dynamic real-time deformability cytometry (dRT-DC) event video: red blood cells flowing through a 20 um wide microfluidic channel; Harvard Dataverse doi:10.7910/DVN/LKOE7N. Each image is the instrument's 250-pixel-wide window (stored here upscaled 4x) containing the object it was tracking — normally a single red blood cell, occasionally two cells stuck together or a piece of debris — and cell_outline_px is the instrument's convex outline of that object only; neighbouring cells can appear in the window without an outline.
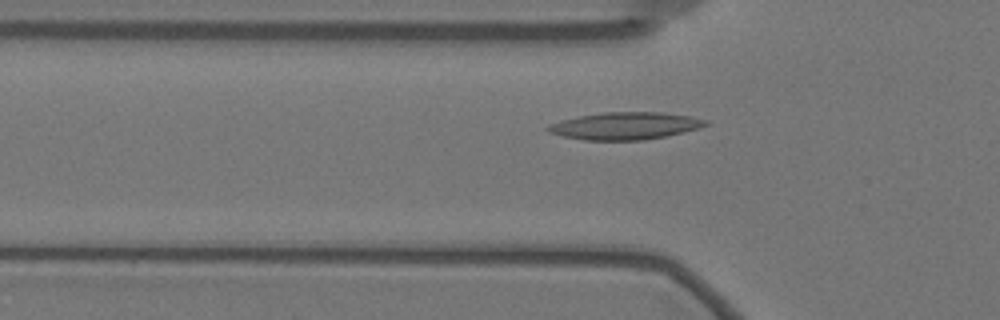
{"species": "Egyptian fruit bat (a non-hibernating species)", "species_latin": "Rousettus aegyptiacus", "temperature_condition": "warm", "stored_images_in_passage": 39, "camera_frame_rate_fps": 3000, "um_per_image_px": 0.085, "animal": {"sex": "female"}, "frame": {"image": 1, "passage_image": 7, "time_ms": 2.0, "image_size_px": [1000, 320], "cell_outline_px": [[712, 124], [700, 128], [664, 136], [644, 140], [584, 140], [564, 136], [548, 132], [544, 128], [548, 124], [560, 120], [580, 116], [604, 112], [660, 112], [692, 116], [708, 120]], "centroid_in_image_um": [53.15, 10.69], "position_along_channel_um": 72.6, "area_um2": 25.2}}
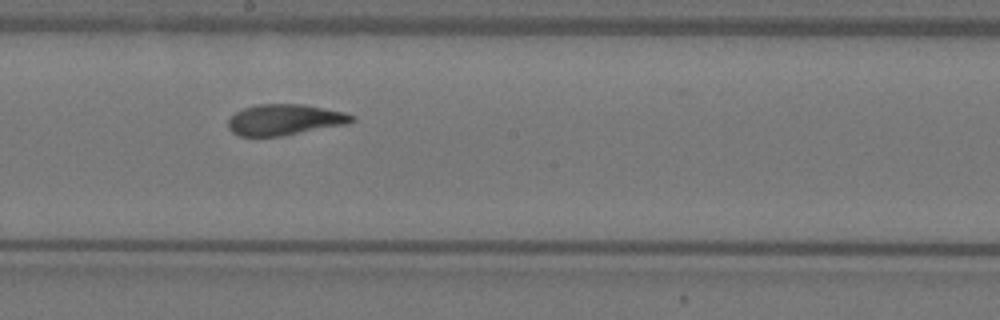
{"frame": {"image": 2, "passage_image": 20, "time_ms": 6.333, "image_size_px": [1000, 320], "cell_outline_px": [[356, 120], [348, 124], [280, 136], [240, 136], [232, 132], [228, 128], [228, 120], [236, 112], [244, 108], [256, 104], [304, 104], [344, 112], [356, 116]], "centroid_in_image_um": [24.22, 10.17], "position_along_channel_um": 224.0, "area_um2": 22.31}}
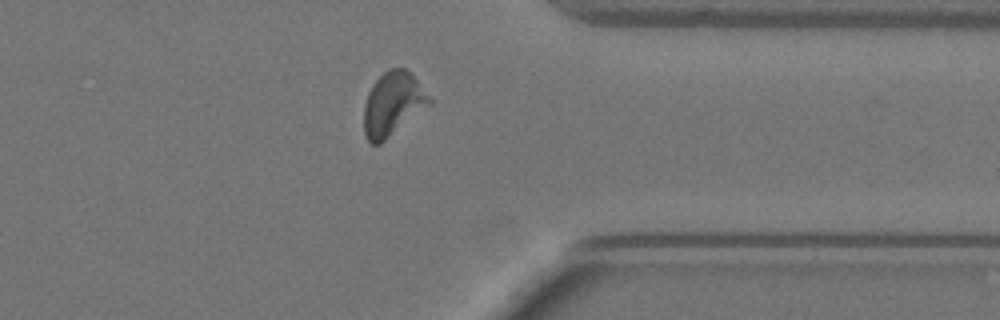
{"frame": {"image": 3, "passage_image": 34, "time_ms": 11.0, "image_size_px": [1000, 320], "cell_outline_px": [[432, 104], [380, 144], [372, 144], [368, 140], [364, 132], [364, 104], [368, 92], [372, 84], [388, 68], [404, 68], [416, 80], [432, 100]], "centroid_in_image_um": [33.37, 8.85], "position_along_channel_um": 378.0, "area_um2": 24.1}}